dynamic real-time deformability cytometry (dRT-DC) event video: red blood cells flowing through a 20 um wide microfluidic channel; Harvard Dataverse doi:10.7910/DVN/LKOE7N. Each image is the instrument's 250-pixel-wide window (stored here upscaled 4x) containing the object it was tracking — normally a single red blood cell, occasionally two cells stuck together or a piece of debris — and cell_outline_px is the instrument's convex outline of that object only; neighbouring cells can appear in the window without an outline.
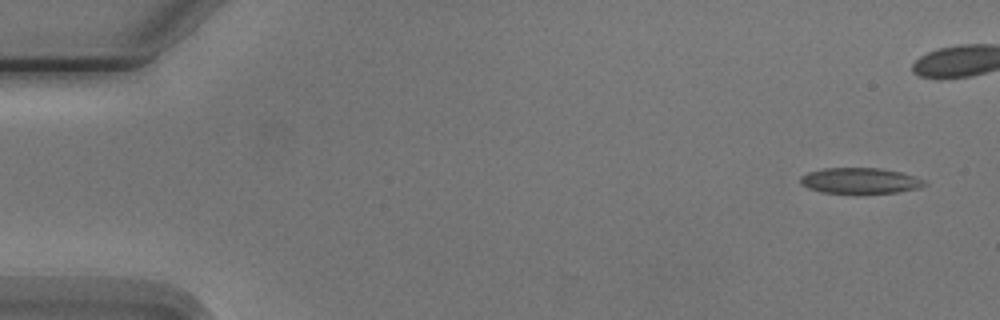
{"species": "Egyptian fruit bat (a non-hibernating species)", "species_latin": "Rousettus aegyptiacus", "temperature_condition": "cold", "stored_images_in_passage": 7, "camera_frame_rate_fps": 3000, "um_per_image_px": 0.085, "animal": {"sex": "male"}, "frame": {"image": 1, "passage_image": 1, "time_ms": 0.0, "image_size_px": [1000, 320], "cell_outline_px": [[928, 184], [916, 188], [896, 192], [824, 192], [808, 188], [800, 180], [800, 176], [808, 172], [824, 168], [880, 168], [900, 172], [924, 180]], "centroid_in_image_um": [73.09, 15.34], "position_along_channel_um": 11.9, "area_um2": 18.03}}
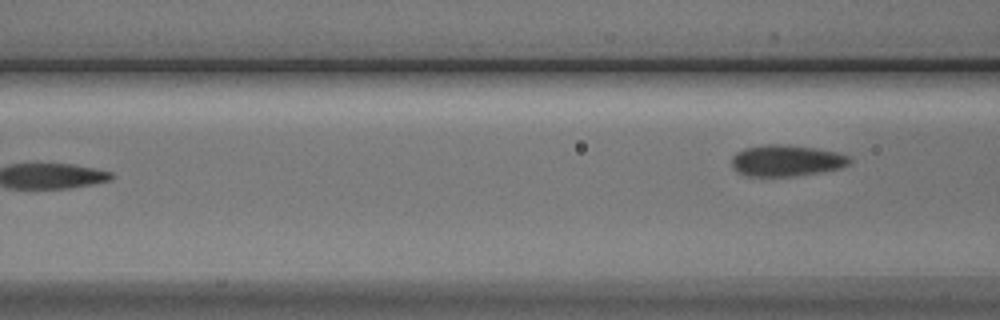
{"frame": {"image": 2, "passage_image": 7, "time_ms": 7.333, "image_size_px": [1000, 320], "cell_outline_px": [[852, 160], [848, 164], [840, 168], [820, 172], [796, 176], [748, 176], [736, 172], [732, 168], [732, 156], [736, 152], [744, 148], [764, 144], [780, 144], [816, 148], [836, 152], [848, 156]], "centroid_in_image_um": [66.8, 13.65], "position_along_channel_um": 99.8, "area_um2": 21.62}}